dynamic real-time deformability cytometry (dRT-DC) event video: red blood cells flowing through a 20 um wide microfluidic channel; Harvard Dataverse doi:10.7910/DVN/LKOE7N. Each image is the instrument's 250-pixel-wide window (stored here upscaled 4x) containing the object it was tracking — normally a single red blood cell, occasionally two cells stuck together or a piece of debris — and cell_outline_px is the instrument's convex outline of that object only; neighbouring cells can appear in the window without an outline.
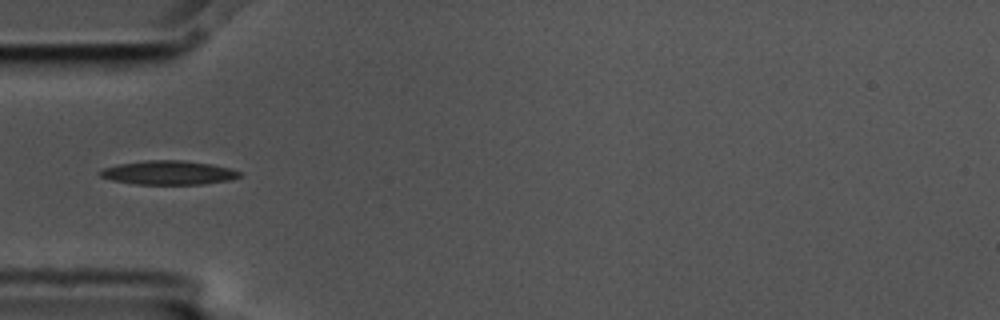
{"species": "common noctule bat (a hibernating species)", "species_latin": "Nyctalus noctula", "temperature_condition": "cold", "stored_images_in_passage": 5, "camera_frame_rate_fps": 3000, "um_per_image_px": 0.085, "animal": {"sex": "male", "body_mass_g": 17.5, "forearm_length_mm": 52.3}, "frame": {"image": 1, "passage_image": 5, "time_ms": 1.333, "image_size_px": [1000, 320], "cell_outline_px": [[244, 172], [240, 176], [232, 180], [204, 184], [136, 184], [112, 180], [100, 176], [96, 172], [100, 168], [120, 164], [144, 160], [180, 160], [212, 164], [232, 168]], "centroid_in_image_um": [14.34, 14.67], "position_along_channel_um": 70.7, "area_um2": 19.77}}